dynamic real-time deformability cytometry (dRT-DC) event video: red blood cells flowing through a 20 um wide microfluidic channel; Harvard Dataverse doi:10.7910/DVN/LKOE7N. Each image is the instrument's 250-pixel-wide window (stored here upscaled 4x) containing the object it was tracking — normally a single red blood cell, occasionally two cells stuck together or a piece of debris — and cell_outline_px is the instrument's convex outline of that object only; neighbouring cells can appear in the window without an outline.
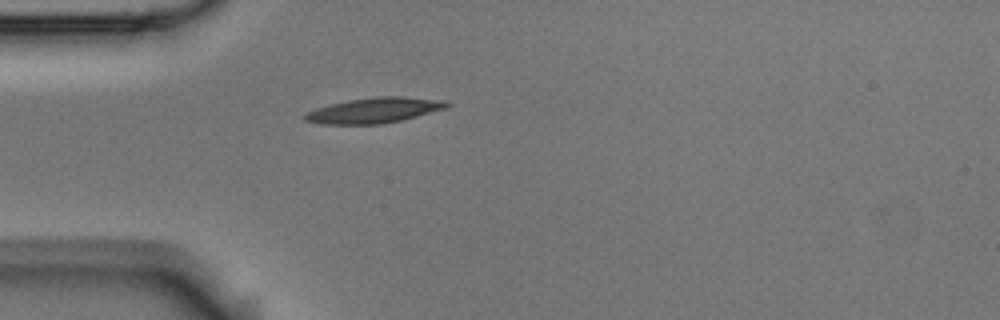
{"species": "Egyptian fruit bat (a non-hibernating species)", "species_latin": "Rousettus aegyptiacus", "temperature_condition": "room temperature", "stored_images_in_passage": 1, "camera_frame_rate_fps": 3000, "um_per_image_px": 0.085, "animal": {"sex": "male"}, "frame": {"image": 1, "passage_image": 1, "time_ms": 0.0, "image_size_px": [1000, 320], "cell_outline_px": [[452, 104], [444, 108], [416, 116], [400, 120], [380, 124], [320, 124], [304, 120], [304, 116], [308, 112], [316, 108], [348, 100], [376, 96], [404, 96], [448, 100]], "centroid_in_image_um": [31.84, 9.36], "position_along_channel_um": 53.2, "area_um2": 20.87}}